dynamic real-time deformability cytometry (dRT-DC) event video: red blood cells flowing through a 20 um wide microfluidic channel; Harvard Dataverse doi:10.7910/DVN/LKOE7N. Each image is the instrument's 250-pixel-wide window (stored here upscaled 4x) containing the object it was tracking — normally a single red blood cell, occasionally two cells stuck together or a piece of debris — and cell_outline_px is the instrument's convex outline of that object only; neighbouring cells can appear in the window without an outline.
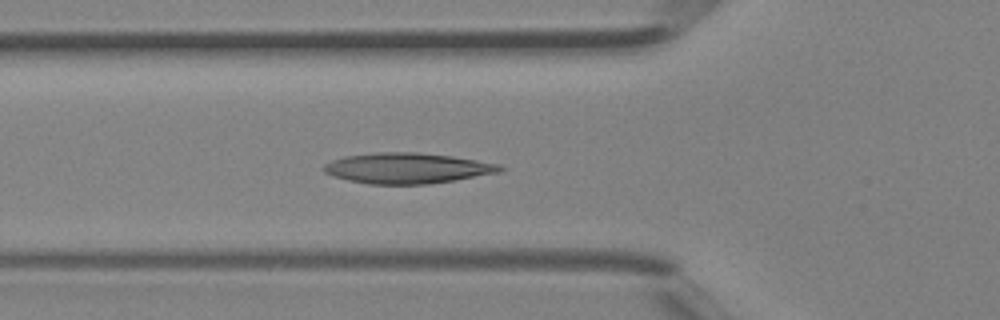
{"species": "Egyptian fruit bat (a non-hibernating species)", "species_latin": "Rousettus aegyptiacus", "temperature_condition": "room temperature", "stored_images_in_passage": 35, "camera_frame_rate_fps": 3000, "um_per_image_px": 0.085, "animal": {"sex": "female"}, "frame": {"image": 1, "passage_image": 12, "time_ms": 3.667, "image_size_px": [1000, 320], "cell_outline_px": [[504, 168], [500, 172], [428, 184], [368, 184], [348, 180], [332, 176], [324, 172], [320, 168], [324, 164], [332, 160], [344, 156], [376, 152], [416, 152], [452, 156], [500, 164]], "centroid_in_image_um": [34.55, 14.29], "position_along_channel_um": 91.2, "area_um2": 31.39}}
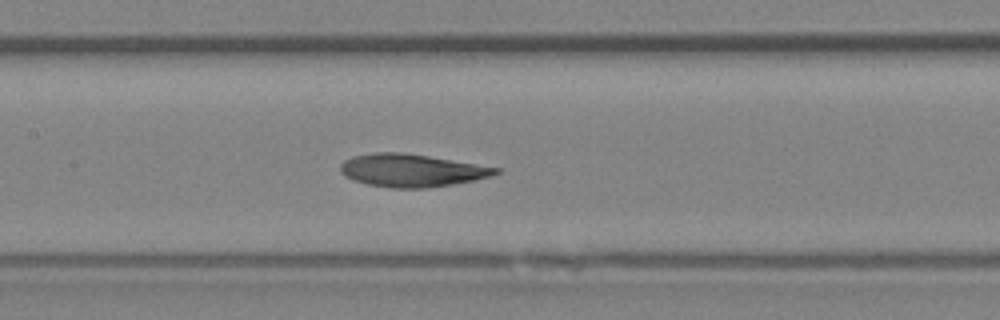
{"frame": {"image": 2, "passage_image": 17, "time_ms": 5.333, "image_size_px": [1000, 320], "cell_outline_px": [[500, 172], [492, 176], [452, 184], [424, 188], [388, 188], [368, 184], [352, 180], [344, 176], [340, 172], [340, 164], [344, 160], [352, 156], [376, 152], [400, 152], [428, 156], [500, 168]], "centroid_in_image_um": [34.93, 14.48], "position_along_channel_um": 172.5, "area_um2": 29.54}}
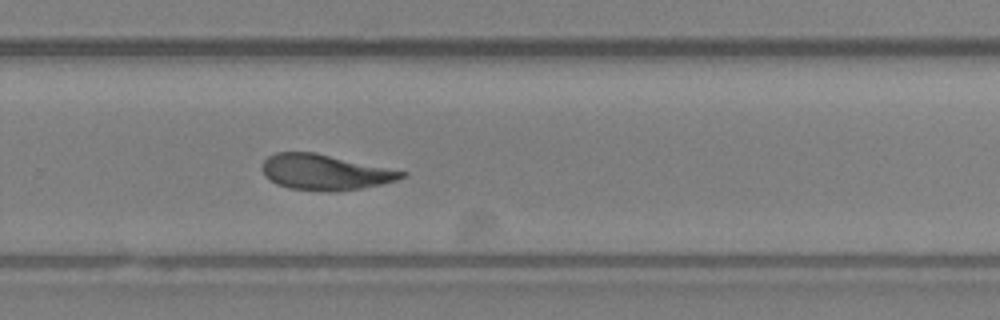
{"frame": {"image": 3, "passage_image": 25, "time_ms": 8.0, "image_size_px": [1000, 320], "cell_outline_px": [[408, 172], [404, 176], [396, 180], [380, 184], [360, 188], [336, 192], [328, 192], [288, 188], [276, 184], [264, 176], [264, 160], [268, 156], [276, 152], [316, 152]], "centroid_in_image_um": [27.61, 14.64], "position_along_channel_um": 302.2, "area_um2": 28.84}}